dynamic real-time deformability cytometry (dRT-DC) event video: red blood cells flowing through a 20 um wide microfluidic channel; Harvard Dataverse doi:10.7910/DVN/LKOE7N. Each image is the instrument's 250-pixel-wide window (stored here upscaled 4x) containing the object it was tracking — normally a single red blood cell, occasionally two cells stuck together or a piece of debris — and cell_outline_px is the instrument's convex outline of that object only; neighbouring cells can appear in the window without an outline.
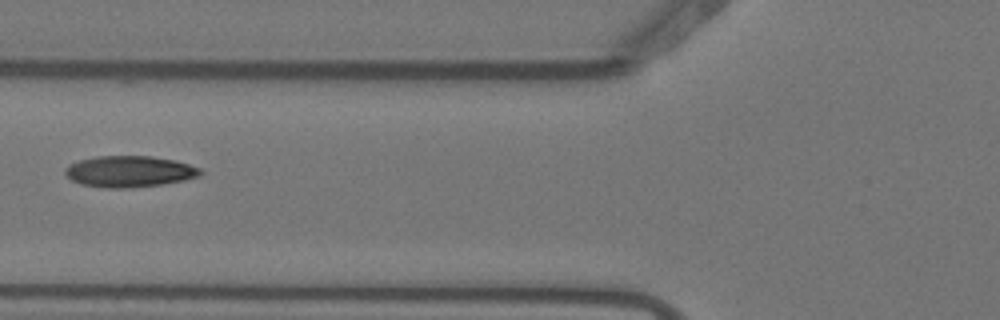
{"species": "Egyptian fruit bat (a non-hibernating species)", "species_latin": "Rousettus aegyptiacus", "temperature_condition": "warm", "stored_images_in_passage": 2, "camera_frame_rate_fps": 3000, "um_per_image_px": 0.085, "animal": {"sex": "female"}, "frame": {"image": 1, "passage_image": 2, "time_ms": 0.333, "image_size_px": [1000, 320], "cell_outline_px": [[204, 172], [200, 176], [184, 180], [160, 184], [132, 188], [108, 188], [80, 184], [72, 180], [64, 172], [64, 168], [68, 164], [80, 160], [96, 156], [152, 156], [172, 160], [188, 164], [200, 168]], "centroid_in_image_um": [10.98, 14.57], "position_along_channel_um": 114.8, "area_um2": 24.62}}